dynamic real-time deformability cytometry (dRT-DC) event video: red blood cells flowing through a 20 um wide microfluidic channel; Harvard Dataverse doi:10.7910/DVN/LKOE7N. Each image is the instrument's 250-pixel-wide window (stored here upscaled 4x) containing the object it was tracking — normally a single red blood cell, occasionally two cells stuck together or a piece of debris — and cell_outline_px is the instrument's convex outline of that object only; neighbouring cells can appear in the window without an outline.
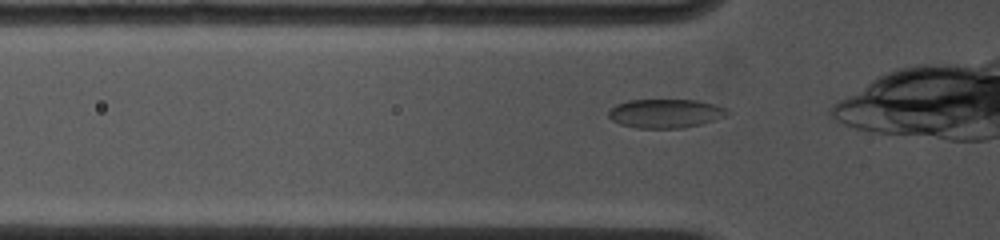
{"species": "common noctule bat (a hibernating species)", "species_latin": "Nyctalus noctula", "temperature_condition": "cold", "stored_images_in_passage": 20, "camera_frame_rate_fps": 4500, "um_per_image_px": 0.085, "animal": {"sex": "female", "body_mass_g": 19.0, "forearm_length_mm": 53.3}, "frame": {"image": 1, "passage_image": 2, "time_ms": 0.222, "image_size_px": [1000, 240], "cell_outline_px": [[732, 112], [724, 116], [700, 124], [684, 128], [636, 128], [620, 124], [612, 120], [608, 116], [608, 112], [616, 104], [628, 100], [696, 100], [716, 104], [728, 108]], "centroid_in_image_um": [56.58, 9.64], "position_along_channel_um": 69.2, "area_um2": 20.06}}
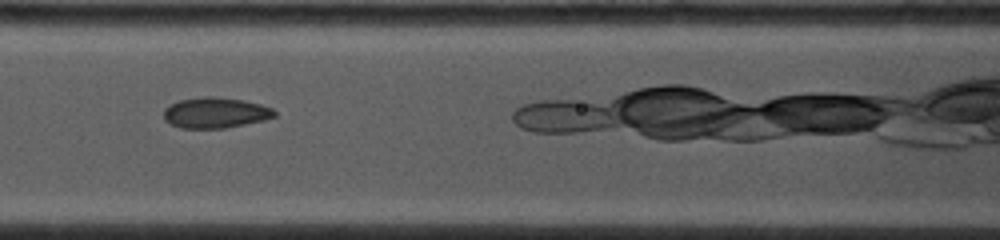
{"frame": {"image": 2, "passage_image": 9, "time_ms": 2.222, "image_size_px": [1000, 240], "cell_outline_px": [[276, 116], [264, 120], [224, 128], [180, 128], [164, 120], [164, 108], [180, 100], [208, 96], [216, 96], [244, 100], [260, 104], [272, 108], [276, 112]], "centroid_in_image_um": [18.32, 9.58], "position_along_channel_um": 148.3, "area_um2": 19.71}}
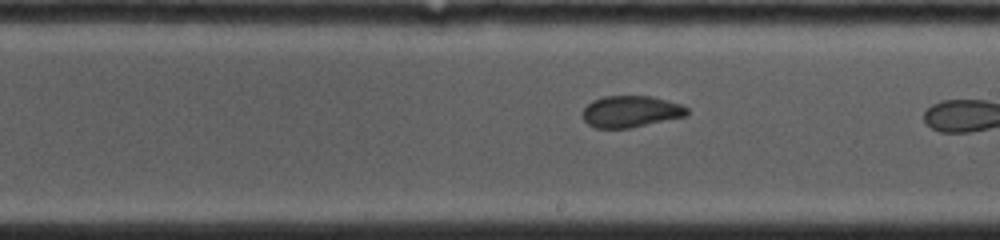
{"frame": {"image": 3, "passage_image": 17, "time_ms": 4.444, "image_size_px": [1000, 240], "cell_outline_px": [[688, 112], [684, 116], [632, 128], [596, 128], [588, 124], [580, 116], [580, 112], [592, 100], [604, 96], [652, 96], [680, 104], [688, 108]], "centroid_in_image_um": [53.56, 9.48], "position_along_channel_um": 235.4, "area_um2": 19.31}}